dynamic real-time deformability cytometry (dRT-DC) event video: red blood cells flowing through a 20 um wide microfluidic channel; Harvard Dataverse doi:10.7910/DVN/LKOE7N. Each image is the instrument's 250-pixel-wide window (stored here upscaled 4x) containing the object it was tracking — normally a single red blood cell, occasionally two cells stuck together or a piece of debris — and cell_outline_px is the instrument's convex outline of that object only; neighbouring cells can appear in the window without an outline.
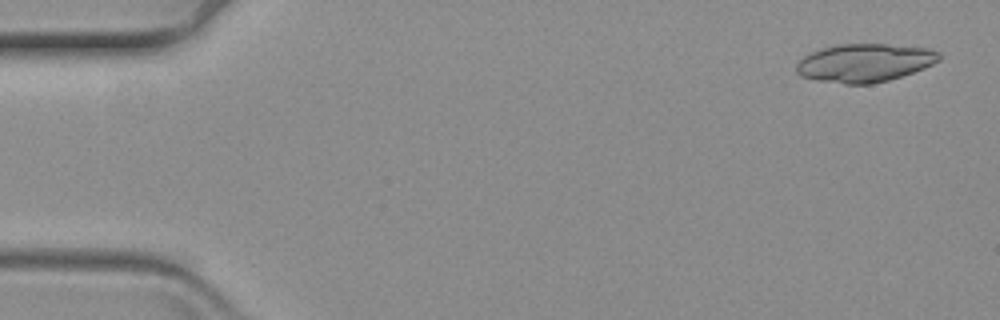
{"species": "common noctule bat (a hibernating species)", "species_latin": "Nyctalus noctula", "temperature_condition": "warm", "stored_images_in_passage": 14, "camera_frame_rate_fps": 3000, "um_per_image_px": 0.085, "animal": {"sex": "female", "body_mass_g": 19.3, "forearm_length_mm": 54.1}, "frame": {"image": 1, "passage_image": 1, "time_ms": 0.0, "image_size_px": [1000, 320], "cell_outline_px": [[940, 60], [924, 68], [888, 80], [872, 84], [844, 84], [816, 80], [800, 76], [796, 72], [796, 64], [804, 56], [820, 48], [836, 44], [888, 44], [928, 48], [940, 52]], "centroid_in_image_um": [73.47, 5.34], "position_along_channel_um": 11.5, "area_um2": 31.91}}